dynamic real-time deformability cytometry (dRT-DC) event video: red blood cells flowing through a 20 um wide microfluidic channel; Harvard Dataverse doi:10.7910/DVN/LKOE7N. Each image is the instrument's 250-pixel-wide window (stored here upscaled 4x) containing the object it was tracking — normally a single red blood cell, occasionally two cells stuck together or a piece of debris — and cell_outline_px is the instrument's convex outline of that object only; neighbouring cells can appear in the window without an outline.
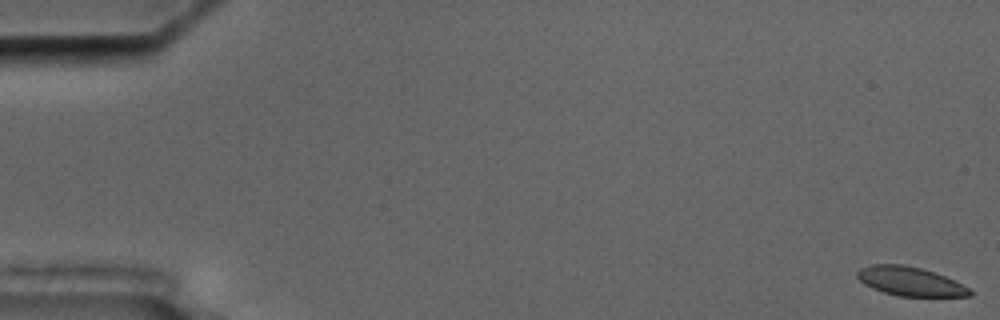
{"species": "common noctule bat (a hibernating species)", "species_latin": "Nyctalus noctula", "temperature_condition": "cold", "stored_images_in_passage": 58, "segment_of_instrument_passage": [1, 2], "camera_frame_rate_fps": 3000, "um_per_image_px": 0.085, "animal": {"sex": "male", "body_mass_g": 17.5, "forearm_length_mm": 52.3}, "frame": {"image": 1, "passage_image": 1, "time_ms": 0.0, "image_size_px": [1000, 320], "cell_outline_px": [[972, 296], [900, 296], [884, 292], [872, 288], [864, 284], [856, 276], [856, 272], [860, 268], [872, 264], [904, 264], [920, 268], [944, 276], [968, 288], [972, 292]], "centroid_in_image_um": [77.3, 23.91], "position_along_channel_um": 7.7, "area_um2": 18.73}}
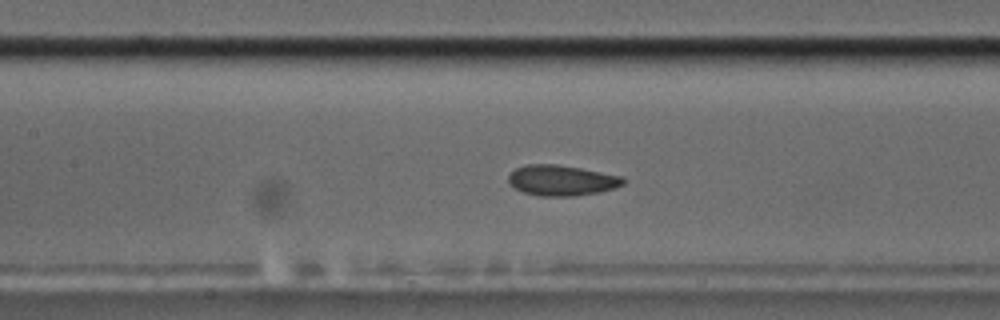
{"frame": {"image": 2, "passage_image": 27, "time_ms": 8.667, "image_size_px": [1000, 320], "cell_outline_px": [[624, 184], [600, 192], [576, 196], [540, 196], [524, 192], [516, 188], [508, 180], [508, 176], [516, 168], [524, 164], [556, 164], [580, 168], [624, 176]], "centroid_in_image_um": [47.75, 15.32], "position_along_channel_um": 159.6, "area_um2": 20.35}}
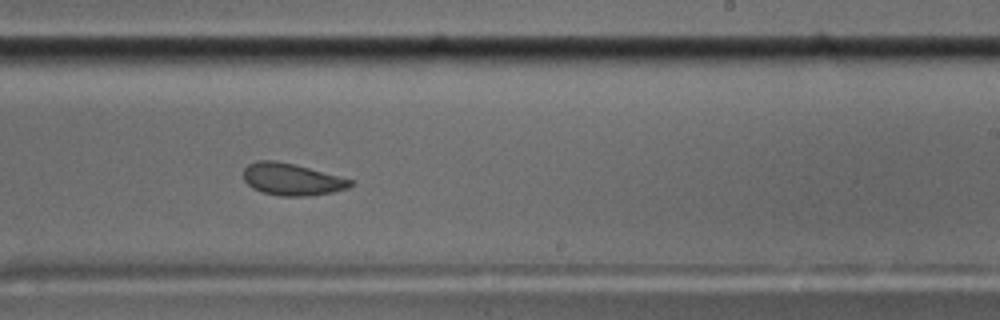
{"frame": {"image": 3, "passage_image": 36, "time_ms": 11.667, "image_size_px": [1000, 320], "cell_outline_px": [[352, 184], [348, 188], [332, 192], [308, 196], [280, 196], [264, 192], [252, 188], [244, 180], [244, 168], [248, 164], [256, 160], [276, 160], [308, 168], [352, 180]], "centroid_in_image_um": [24.76, 15.24], "position_along_channel_um": 264.2, "area_um2": 19.65}}